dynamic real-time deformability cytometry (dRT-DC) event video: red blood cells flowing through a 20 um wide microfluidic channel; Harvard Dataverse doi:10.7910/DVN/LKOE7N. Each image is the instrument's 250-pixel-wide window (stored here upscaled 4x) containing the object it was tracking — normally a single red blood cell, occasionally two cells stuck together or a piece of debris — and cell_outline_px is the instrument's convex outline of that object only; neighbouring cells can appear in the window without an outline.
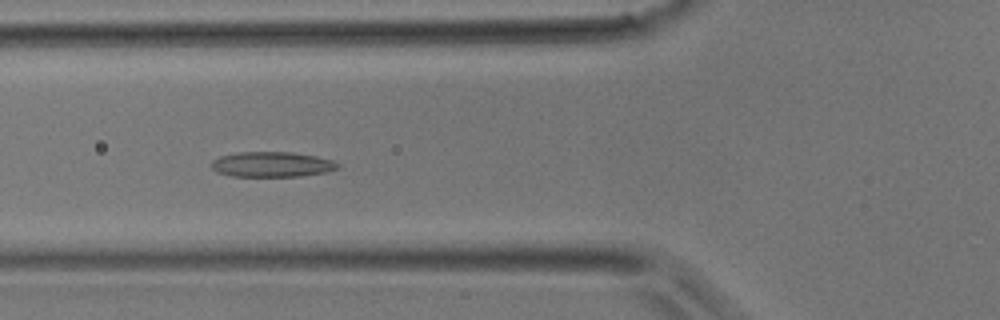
{"species": "common noctule bat (a hibernating species)", "species_latin": "Nyctalus noctula", "temperature_condition": "room temperature", "stored_images_in_passage": 31, "camera_frame_rate_fps": 3000, "um_per_image_px": 0.085, "animal": {"sex": "male", "body_mass_g": 17.9}, "frame": {"image": 1, "passage_image": 8, "time_ms": 2.333, "image_size_px": [1000, 320], "cell_outline_px": [[340, 168], [328, 172], [300, 176], [232, 176], [216, 172], [212, 168], [212, 160], [220, 156], [236, 152], [292, 152], [316, 156], [332, 160], [340, 164]], "centroid_in_image_um": [23.13, 13.97], "position_along_channel_um": 102.7, "area_um2": 18.67}}
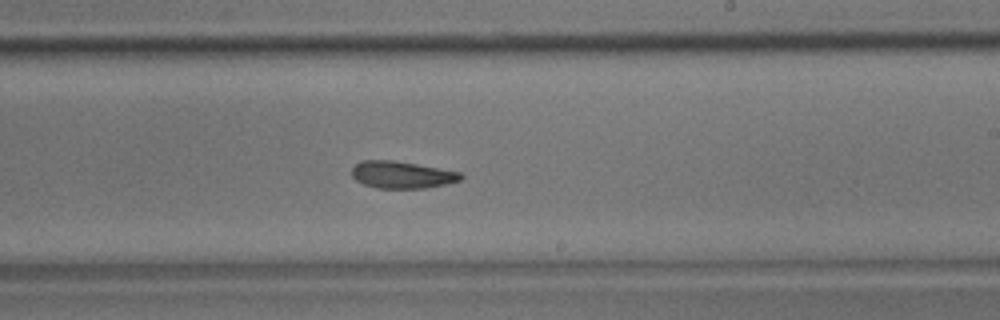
{"frame": {"image": 2, "passage_image": 17, "time_ms": 5.333, "image_size_px": [1000, 320], "cell_outline_px": [[464, 176], [460, 180], [444, 184], [424, 188], [376, 188], [364, 184], [356, 180], [352, 176], [352, 168], [360, 160], [392, 160], [416, 164], [460, 172]], "centroid_in_image_um": [34.13, 14.85], "position_along_channel_um": 254.9, "area_um2": 17.05}}
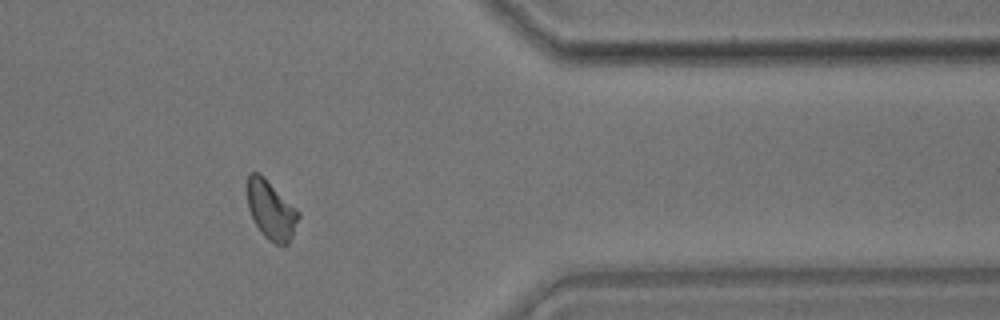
{"frame": {"image": 3, "passage_image": 26, "time_ms": 8.333, "image_size_px": [1000, 320], "cell_outline_px": [[300, 216], [292, 236], [288, 244], [284, 248], [268, 240], [260, 232], [248, 208], [248, 172], [260, 172], [300, 212]], "centroid_in_image_um": [23.06, 17.87], "position_along_channel_um": 388.3, "area_um2": 17.63}}